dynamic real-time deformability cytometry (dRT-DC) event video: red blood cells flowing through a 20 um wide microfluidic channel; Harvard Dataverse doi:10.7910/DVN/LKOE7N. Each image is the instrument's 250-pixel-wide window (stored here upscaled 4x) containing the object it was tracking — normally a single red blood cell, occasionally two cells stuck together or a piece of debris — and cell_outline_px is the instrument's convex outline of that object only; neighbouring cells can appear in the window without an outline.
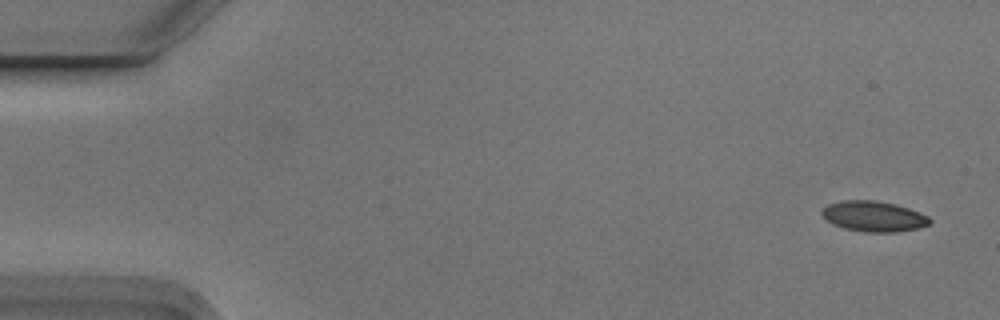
{"species": "Egyptian fruit bat (a non-hibernating species)", "species_latin": "Rousettus aegyptiacus", "temperature_condition": "cold", "stored_images_in_passage": 6, "camera_frame_rate_fps": 3000, "um_per_image_px": 0.085, "animal": {"sex": "male"}, "frame": {"image": 1, "passage_image": 1, "time_ms": 0.0, "image_size_px": [1000, 320], "cell_outline_px": [[932, 224], [920, 228], [896, 232], [864, 232], [844, 228], [832, 224], [820, 212], [828, 204], [840, 200], [876, 200], [896, 204], [908, 208], [928, 216], [932, 220]], "centroid_in_image_um": [74.29, 18.39], "position_along_channel_um": 10.7, "area_um2": 19.31}}